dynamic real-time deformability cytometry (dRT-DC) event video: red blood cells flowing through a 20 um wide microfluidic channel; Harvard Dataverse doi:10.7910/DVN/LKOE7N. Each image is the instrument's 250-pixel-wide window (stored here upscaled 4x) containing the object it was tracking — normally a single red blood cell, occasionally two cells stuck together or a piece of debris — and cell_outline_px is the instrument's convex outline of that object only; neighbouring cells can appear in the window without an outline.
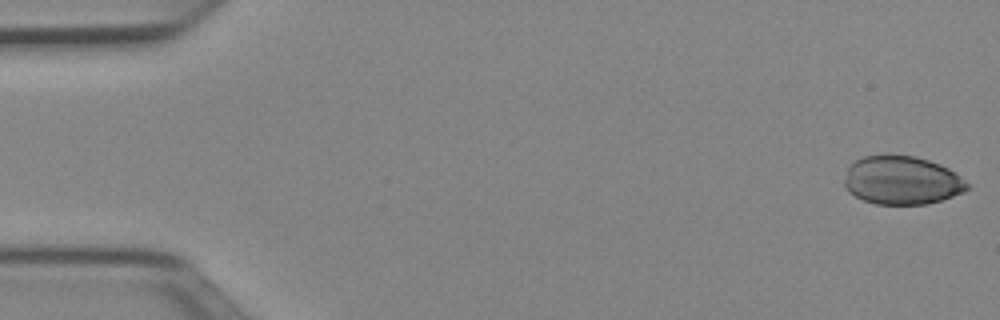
{"species": "Egyptian fruit bat (a non-hibernating species)", "species_latin": "Rousettus aegyptiacus", "temperature_condition": "cold", "stored_images_in_passage": 50, "camera_frame_rate_fps": 3000, "um_per_image_px": 0.085, "animal": {"sex": "female"}, "frame": {"image": 1, "passage_image": 1, "time_ms": 0.0, "image_size_px": [1000, 320], "cell_outline_px": [[972, 188], [964, 192], [928, 204], [876, 204], [864, 200], [848, 192], [844, 184], [844, 180], [848, 168], [856, 160], [864, 156], [916, 156], [940, 164], [948, 168], [960, 176]], "centroid_in_image_um": [76.68, 15.34], "position_along_channel_um": 8.3, "area_um2": 34.45}}
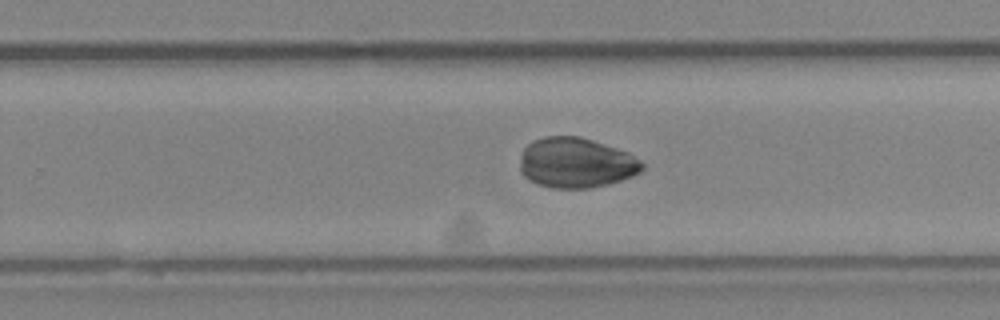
{"frame": {"image": 2, "passage_image": 32, "time_ms": 10.333, "image_size_px": [1000, 320], "cell_outline_px": [[644, 168], [640, 172], [632, 176], [608, 184], [588, 188], [552, 188], [536, 184], [528, 180], [520, 172], [520, 156], [524, 148], [532, 140], [544, 136], [580, 136], [628, 152], [640, 160], [644, 164]], "centroid_in_image_um": [48.93, 13.84], "position_along_channel_um": 280.9, "area_um2": 35.95}}
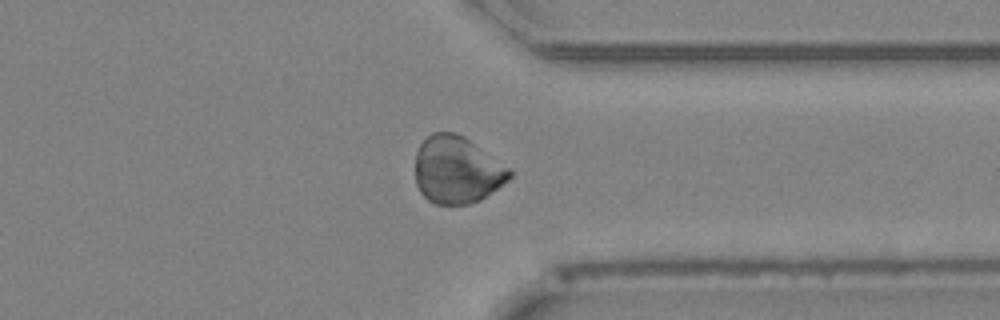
{"frame": {"image": 3, "passage_image": 39, "time_ms": 12.667, "image_size_px": [1000, 320], "cell_outline_px": [[512, 176], [508, 180], [480, 200], [468, 204], [436, 204], [428, 200], [420, 192], [416, 184], [416, 152], [420, 144], [432, 132], [456, 132], [464, 136], [512, 168]], "centroid_in_image_um": [38.85, 14.43], "position_along_channel_um": 372.5, "area_um2": 37.11}}